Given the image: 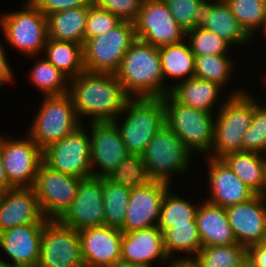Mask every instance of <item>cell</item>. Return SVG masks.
<instances>
[{"instance_id":"obj_1","label":"cell","mask_w":266,"mask_h":267,"mask_svg":"<svg viewBox=\"0 0 266 267\" xmlns=\"http://www.w3.org/2000/svg\"><path fill=\"white\" fill-rule=\"evenodd\" d=\"M69 83L68 94L81 123L84 116L90 123L113 122L131 98L112 73L83 71Z\"/></svg>"},{"instance_id":"obj_2","label":"cell","mask_w":266,"mask_h":267,"mask_svg":"<svg viewBox=\"0 0 266 267\" xmlns=\"http://www.w3.org/2000/svg\"><path fill=\"white\" fill-rule=\"evenodd\" d=\"M131 98H163L170 93L164 83L159 48L136 40L115 73Z\"/></svg>"},{"instance_id":"obj_3","label":"cell","mask_w":266,"mask_h":267,"mask_svg":"<svg viewBox=\"0 0 266 267\" xmlns=\"http://www.w3.org/2000/svg\"><path fill=\"white\" fill-rule=\"evenodd\" d=\"M248 92L240 88L229 92L217 108L209 157L222 159L227 154L243 151V138L253 117V97Z\"/></svg>"},{"instance_id":"obj_4","label":"cell","mask_w":266,"mask_h":267,"mask_svg":"<svg viewBox=\"0 0 266 267\" xmlns=\"http://www.w3.org/2000/svg\"><path fill=\"white\" fill-rule=\"evenodd\" d=\"M122 113L125 119L121 121L123 115H120L113 123L120 131L128 153L141 156L155 133L165 124L163 98H130Z\"/></svg>"},{"instance_id":"obj_5","label":"cell","mask_w":266,"mask_h":267,"mask_svg":"<svg viewBox=\"0 0 266 267\" xmlns=\"http://www.w3.org/2000/svg\"><path fill=\"white\" fill-rule=\"evenodd\" d=\"M165 123L192 152L207 157L213 145L215 113L184 106L170 94L163 97Z\"/></svg>"},{"instance_id":"obj_6","label":"cell","mask_w":266,"mask_h":267,"mask_svg":"<svg viewBox=\"0 0 266 267\" xmlns=\"http://www.w3.org/2000/svg\"><path fill=\"white\" fill-rule=\"evenodd\" d=\"M40 109L26 134L42 149L63 139L81 124L71 96H43Z\"/></svg>"},{"instance_id":"obj_7","label":"cell","mask_w":266,"mask_h":267,"mask_svg":"<svg viewBox=\"0 0 266 267\" xmlns=\"http://www.w3.org/2000/svg\"><path fill=\"white\" fill-rule=\"evenodd\" d=\"M193 155L179 136L165 123L148 143L141 158L153 180L171 184V175H175L173 173H180L181 176L182 173H187Z\"/></svg>"},{"instance_id":"obj_8","label":"cell","mask_w":266,"mask_h":267,"mask_svg":"<svg viewBox=\"0 0 266 267\" xmlns=\"http://www.w3.org/2000/svg\"><path fill=\"white\" fill-rule=\"evenodd\" d=\"M136 40L130 21H121L105 34L88 39L83 45L84 71L115 74Z\"/></svg>"},{"instance_id":"obj_9","label":"cell","mask_w":266,"mask_h":267,"mask_svg":"<svg viewBox=\"0 0 266 267\" xmlns=\"http://www.w3.org/2000/svg\"><path fill=\"white\" fill-rule=\"evenodd\" d=\"M23 9L0 15V26L6 42L32 57L44 52L48 40L47 18L29 0Z\"/></svg>"},{"instance_id":"obj_10","label":"cell","mask_w":266,"mask_h":267,"mask_svg":"<svg viewBox=\"0 0 266 267\" xmlns=\"http://www.w3.org/2000/svg\"><path fill=\"white\" fill-rule=\"evenodd\" d=\"M84 127L86 126L83 123L63 139L43 150V162L52 170L80 179L93 177L91 141Z\"/></svg>"},{"instance_id":"obj_11","label":"cell","mask_w":266,"mask_h":267,"mask_svg":"<svg viewBox=\"0 0 266 267\" xmlns=\"http://www.w3.org/2000/svg\"><path fill=\"white\" fill-rule=\"evenodd\" d=\"M82 179L52 170L44 162L38 168L34 193L45 218L59 219L71 206Z\"/></svg>"},{"instance_id":"obj_12","label":"cell","mask_w":266,"mask_h":267,"mask_svg":"<svg viewBox=\"0 0 266 267\" xmlns=\"http://www.w3.org/2000/svg\"><path fill=\"white\" fill-rule=\"evenodd\" d=\"M37 267H85L78 231L49 219L43 226Z\"/></svg>"},{"instance_id":"obj_13","label":"cell","mask_w":266,"mask_h":267,"mask_svg":"<svg viewBox=\"0 0 266 267\" xmlns=\"http://www.w3.org/2000/svg\"><path fill=\"white\" fill-rule=\"evenodd\" d=\"M133 23L136 38L154 47L176 44L186 38V31L174 20L164 0H143Z\"/></svg>"},{"instance_id":"obj_14","label":"cell","mask_w":266,"mask_h":267,"mask_svg":"<svg viewBox=\"0 0 266 267\" xmlns=\"http://www.w3.org/2000/svg\"><path fill=\"white\" fill-rule=\"evenodd\" d=\"M26 137V138H25ZM22 139H7L0 135V151L6 176L14 187H33L43 150L25 134Z\"/></svg>"},{"instance_id":"obj_15","label":"cell","mask_w":266,"mask_h":267,"mask_svg":"<svg viewBox=\"0 0 266 267\" xmlns=\"http://www.w3.org/2000/svg\"><path fill=\"white\" fill-rule=\"evenodd\" d=\"M102 178L82 179L71 206L58 219L77 231L105 225Z\"/></svg>"},{"instance_id":"obj_16","label":"cell","mask_w":266,"mask_h":267,"mask_svg":"<svg viewBox=\"0 0 266 267\" xmlns=\"http://www.w3.org/2000/svg\"><path fill=\"white\" fill-rule=\"evenodd\" d=\"M89 127L93 177L107 178L127 158L128 150L113 122L90 123ZM98 165L99 171L95 170Z\"/></svg>"},{"instance_id":"obj_17","label":"cell","mask_w":266,"mask_h":267,"mask_svg":"<svg viewBox=\"0 0 266 267\" xmlns=\"http://www.w3.org/2000/svg\"><path fill=\"white\" fill-rule=\"evenodd\" d=\"M171 184L153 180L130 191L129 205L122 232H130L158 225L163 196Z\"/></svg>"},{"instance_id":"obj_18","label":"cell","mask_w":266,"mask_h":267,"mask_svg":"<svg viewBox=\"0 0 266 267\" xmlns=\"http://www.w3.org/2000/svg\"><path fill=\"white\" fill-rule=\"evenodd\" d=\"M85 267H117L121 261L123 232L110 226L78 231Z\"/></svg>"},{"instance_id":"obj_19","label":"cell","mask_w":266,"mask_h":267,"mask_svg":"<svg viewBox=\"0 0 266 267\" xmlns=\"http://www.w3.org/2000/svg\"><path fill=\"white\" fill-rule=\"evenodd\" d=\"M45 223L16 226L0 233V249L11 259L0 260L3 267H37L40 258L41 235Z\"/></svg>"},{"instance_id":"obj_20","label":"cell","mask_w":266,"mask_h":267,"mask_svg":"<svg viewBox=\"0 0 266 267\" xmlns=\"http://www.w3.org/2000/svg\"><path fill=\"white\" fill-rule=\"evenodd\" d=\"M266 202L262 195L226 208L237 243L245 247L266 240Z\"/></svg>"},{"instance_id":"obj_21","label":"cell","mask_w":266,"mask_h":267,"mask_svg":"<svg viewBox=\"0 0 266 267\" xmlns=\"http://www.w3.org/2000/svg\"><path fill=\"white\" fill-rule=\"evenodd\" d=\"M165 261L167 263L171 262L163 246L162 231L157 225L135 231L123 232L121 264L153 267V262L164 264L166 263Z\"/></svg>"},{"instance_id":"obj_22","label":"cell","mask_w":266,"mask_h":267,"mask_svg":"<svg viewBox=\"0 0 266 267\" xmlns=\"http://www.w3.org/2000/svg\"><path fill=\"white\" fill-rule=\"evenodd\" d=\"M211 204L228 208L252 199L256 193L243 183L223 159L207 156Z\"/></svg>"},{"instance_id":"obj_23","label":"cell","mask_w":266,"mask_h":267,"mask_svg":"<svg viewBox=\"0 0 266 267\" xmlns=\"http://www.w3.org/2000/svg\"><path fill=\"white\" fill-rule=\"evenodd\" d=\"M32 187H17L0 193V233L20 225L46 223Z\"/></svg>"},{"instance_id":"obj_24","label":"cell","mask_w":266,"mask_h":267,"mask_svg":"<svg viewBox=\"0 0 266 267\" xmlns=\"http://www.w3.org/2000/svg\"><path fill=\"white\" fill-rule=\"evenodd\" d=\"M199 237L203 247L237 243L229 224L226 208L201 201L196 214Z\"/></svg>"},{"instance_id":"obj_25","label":"cell","mask_w":266,"mask_h":267,"mask_svg":"<svg viewBox=\"0 0 266 267\" xmlns=\"http://www.w3.org/2000/svg\"><path fill=\"white\" fill-rule=\"evenodd\" d=\"M92 4L93 2L90 1L86 6L47 15L48 38L78 43L83 46L87 15Z\"/></svg>"},{"instance_id":"obj_26","label":"cell","mask_w":266,"mask_h":267,"mask_svg":"<svg viewBox=\"0 0 266 267\" xmlns=\"http://www.w3.org/2000/svg\"><path fill=\"white\" fill-rule=\"evenodd\" d=\"M222 89L215 82L192 77L177 83L169 94L184 106L212 113Z\"/></svg>"},{"instance_id":"obj_27","label":"cell","mask_w":266,"mask_h":267,"mask_svg":"<svg viewBox=\"0 0 266 267\" xmlns=\"http://www.w3.org/2000/svg\"><path fill=\"white\" fill-rule=\"evenodd\" d=\"M235 175L261 195L266 187V156L255 152L238 151L222 158Z\"/></svg>"},{"instance_id":"obj_28","label":"cell","mask_w":266,"mask_h":267,"mask_svg":"<svg viewBox=\"0 0 266 267\" xmlns=\"http://www.w3.org/2000/svg\"><path fill=\"white\" fill-rule=\"evenodd\" d=\"M185 40L159 48L164 81L166 82V78L179 80V82L177 81L173 86H170V90L177 83L194 76L195 55L191 51L189 43H186Z\"/></svg>"},{"instance_id":"obj_29","label":"cell","mask_w":266,"mask_h":267,"mask_svg":"<svg viewBox=\"0 0 266 267\" xmlns=\"http://www.w3.org/2000/svg\"><path fill=\"white\" fill-rule=\"evenodd\" d=\"M203 28L225 39L231 46L250 44L251 37L241 27L225 0H218L214 4Z\"/></svg>"},{"instance_id":"obj_30","label":"cell","mask_w":266,"mask_h":267,"mask_svg":"<svg viewBox=\"0 0 266 267\" xmlns=\"http://www.w3.org/2000/svg\"><path fill=\"white\" fill-rule=\"evenodd\" d=\"M42 53H45V58L69 79L75 78L84 71L81 44L48 38Z\"/></svg>"},{"instance_id":"obj_31","label":"cell","mask_w":266,"mask_h":267,"mask_svg":"<svg viewBox=\"0 0 266 267\" xmlns=\"http://www.w3.org/2000/svg\"><path fill=\"white\" fill-rule=\"evenodd\" d=\"M163 246L170 261L177 259H195L203 245L198 233L196 219L189 225H173L172 228L162 231ZM192 254L175 258V253ZM174 257V258H173Z\"/></svg>"},{"instance_id":"obj_32","label":"cell","mask_w":266,"mask_h":267,"mask_svg":"<svg viewBox=\"0 0 266 267\" xmlns=\"http://www.w3.org/2000/svg\"><path fill=\"white\" fill-rule=\"evenodd\" d=\"M170 193V194H169ZM180 195L170 192V188L163 196L158 228L161 231L170 229L173 225H189L196 219L199 205L181 198ZM197 206V207H196Z\"/></svg>"},{"instance_id":"obj_33","label":"cell","mask_w":266,"mask_h":267,"mask_svg":"<svg viewBox=\"0 0 266 267\" xmlns=\"http://www.w3.org/2000/svg\"><path fill=\"white\" fill-rule=\"evenodd\" d=\"M30 81L44 96L68 93L69 78L45 57L37 60L29 71Z\"/></svg>"},{"instance_id":"obj_34","label":"cell","mask_w":266,"mask_h":267,"mask_svg":"<svg viewBox=\"0 0 266 267\" xmlns=\"http://www.w3.org/2000/svg\"><path fill=\"white\" fill-rule=\"evenodd\" d=\"M102 186L105 225L120 229L125 222L131 189L115 184L108 178H102Z\"/></svg>"},{"instance_id":"obj_35","label":"cell","mask_w":266,"mask_h":267,"mask_svg":"<svg viewBox=\"0 0 266 267\" xmlns=\"http://www.w3.org/2000/svg\"><path fill=\"white\" fill-rule=\"evenodd\" d=\"M195 260L201 267H243L247 263V247L239 243L202 247Z\"/></svg>"},{"instance_id":"obj_36","label":"cell","mask_w":266,"mask_h":267,"mask_svg":"<svg viewBox=\"0 0 266 267\" xmlns=\"http://www.w3.org/2000/svg\"><path fill=\"white\" fill-rule=\"evenodd\" d=\"M232 60L229 55L195 56L193 77L215 82L223 87L231 80L234 71Z\"/></svg>"},{"instance_id":"obj_37","label":"cell","mask_w":266,"mask_h":267,"mask_svg":"<svg viewBox=\"0 0 266 267\" xmlns=\"http://www.w3.org/2000/svg\"><path fill=\"white\" fill-rule=\"evenodd\" d=\"M120 186L134 189L153 181L140 155L129 154L107 177Z\"/></svg>"},{"instance_id":"obj_38","label":"cell","mask_w":266,"mask_h":267,"mask_svg":"<svg viewBox=\"0 0 266 267\" xmlns=\"http://www.w3.org/2000/svg\"><path fill=\"white\" fill-rule=\"evenodd\" d=\"M244 31L253 38L266 17V0H225Z\"/></svg>"},{"instance_id":"obj_39","label":"cell","mask_w":266,"mask_h":267,"mask_svg":"<svg viewBox=\"0 0 266 267\" xmlns=\"http://www.w3.org/2000/svg\"><path fill=\"white\" fill-rule=\"evenodd\" d=\"M186 41L195 56L228 55L231 44L215 33L204 28H194L186 32Z\"/></svg>"},{"instance_id":"obj_40","label":"cell","mask_w":266,"mask_h":267,"mask_svg":"<svg viewBox=\"0 0 266 267\" xmlns=\"http://www.w3.org/2000/svg\"><path fill=\"white\" fill-rule=\"evenodd\" d=\"M243 151L265 154L266 151V105L257 103L253 97V117L243 138Z\"/></svg>"},{"instance_id":"obj_41","label":"cell","mask_w":266,"mask_h":267,"mask_svg":"<svg viewBox=\"0 0 266 267\" xmlns=\"http://www.w3.org/2000/svg\"><path fill=\"white\" fill-rule=\"evenodd\" d=\"M121 20L108 10L100 8L96 3L89 7L85 25L84 43L93 37L100 36L116 27Z\"/></svg>"},{"instance_id":"obj_42","label":"cell","mask_w":266,"mask_h":267,"mask_svg":"<svg viewBox=\"0 0 266 267\" xmlns=\"http://www.w3.org/2000/svg\"><path fill=\"white\" fill-rule=\"evenodd\" d=\"M202 0H164L174 20L187 32L194 29V15Z\"/></svg>"},{"instance_id":"obj_43","label":"cell","mask_w":266,"mask_h":267,"mask_svg":"<svg viewBox=\"0 0 266 267\" xmlns=\"http://www.w3.org/2000/svg\"><path fill=\"white\" fill-rule=\"evenodd\" d=\"M95 3L100 8L116 15L121 21L134 22L143 0H97Z\"/></svg>"},{"instance_id":"obj_44","label":"cell","mask_w":266,"mask_h":267,"mask_svg":"<svg viewBox=\"0 0 266 267\" xmlns=\"http://www.w3.org/2000/svg\"><path fill=\"white\" fill-rule=\"evenodd\" d=\"M45 16L70 8L86 6L90 0H29Z\"/></svg>"},{"instance_id":"obj_45","label":"cell","mask_w":266,"mask_h":267,"mask_svg":"<svg viewBox=\"0 0 266 267\" xmlns=\"http://www.w3.org/2000/svg\"><path fill=\"white\" fill-rule=\"evenodd\" d=\"M247 262L250 267H266V241L247 248Z\"/></svg>"},{"instance_id":"obj_46","label":"cell","mask_w":266,"mask_h":267,"mask_svg":"<svg viewBox=\"0 0 266 267\" xmlns=\"http://www.w3.org/2000/svg\"><path fill=\"white\" fill-rule=\"evenodd\" d=\"M218 0H202L196 10H198V13L194 15V28H203L205 24L207 23V17L208 13L212 11L214 4Z\"/></svg>"},{"instance_id":"obj_47","label":"cell","mask_w":266,"mask_h":267,"mask_svg":"<svg viewBox=\"0 0 266 267\" xmlns=\"http://www.w3.org/2000/svg\"><path fill=\"white\" fill-rule=\"evenodd\" d=\"M4 51L2 42H0V88L7 82H12L14 77L13 70L10 68V64L7 60V55Z\"/></svg>"},{"instance_id":"obj_48","label":"cell","mask_w":266,"mask_h":267,"mask_svg":"<svg viewBox=\"0 0 266 267\" xmlns=\"http://www.w3.org/2000/svg\"><path fill=\"white\" fill-rule=\"evenodd\" d=\"M12 188L14 187L9 183V180L6 176L5 168L3 165V159L0 151V193L8 191Z\"/></svg>"},{"instance_id":"obj_49","label":"cell","mask_w":266,"mask_h":267,"mask_svg":"<svg viewBox=\"0 0 266 267\" xmlns=\"http://www.w3.org/2000/svg\"><path fill=\"white\" fill-rule=\"evenodd\" d=\"M167 267H201L195 259H177L167 264Z\"/></svg>"},{"instance_id":"obj_50","label":"cell","mask_w":266,"mask_h":267,"mask_svg":"<svg viewBox=\"0 0 266 267\" xmlns=\"http://www.w3.org/2000/svg\"><path fill=\"white\" fill-rule=\"evenodd\" d=\"M117 267H146V266H139V265H129V264H119Z\"/></svg>"},{"instance_id":"obj_51","label":"cell","mask_w":266,"mask_h":267,"mask_svg":"<svg viewBox=\"0 0 266 267\" xmlns=\"http://www.w3.org/2000/svg\"><path fill=\"white\" fill-rule=\"evenodd\" d=\"M261 28L263 29V32H264L265 35H266V17H265V20H264V22H263Z\"/></svg>"},{"instance_id":"obj_52","label":"cell","mask_w":266,"mask_h":267,"mask_svg":"<svg viewBox=\"0 0 266 267\" xmlns=\"http://www.w3.org/2000/svg\"><path fill=\"white\" fill-rule=\"evenodd\" d=\"M264 201H266V187H265V190L263 191V193L261 194Z\"/></svg>"},{"instance_id":"obj_53","label":"cell","mask_w":266,"mask_h":267,"mask_svg":"<svg viewBox=\"0 0 266 267\" xmlns=\"http://www.w3.org/2000/svg\"><path fill=\"white\" fill-rule=\"evenodd\" d=\"M243 267H250L248 262Z\"/></svg>"}]
</instances>
